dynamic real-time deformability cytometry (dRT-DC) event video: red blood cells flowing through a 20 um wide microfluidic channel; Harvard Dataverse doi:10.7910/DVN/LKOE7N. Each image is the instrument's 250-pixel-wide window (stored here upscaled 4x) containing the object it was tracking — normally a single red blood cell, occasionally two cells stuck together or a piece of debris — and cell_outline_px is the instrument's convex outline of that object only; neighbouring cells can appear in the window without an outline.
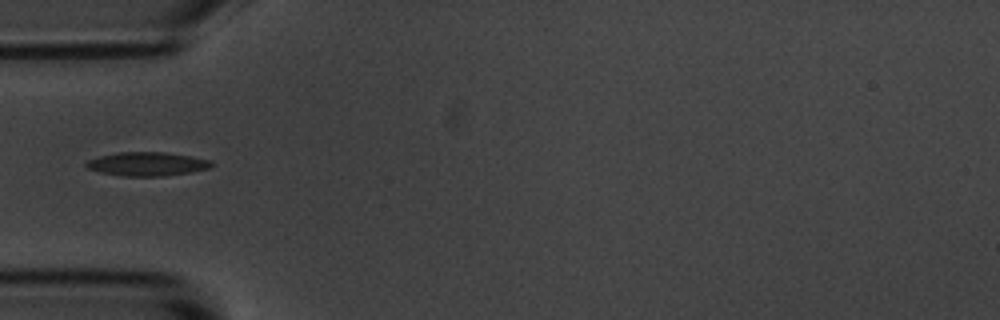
{"species": "common noctule bat (a hibernating species)", "species_latin": "Nyctalus noctula", "temperature_condition": "room temperature", "stored_images_in_passage": 4, "camera_frame_rate_fps": 3000, "um_per_image_px": 0.085, "animal": {"sex": "male", "body_mass_g": 20.1, "forearm_length_mm": 53.5}, "frame": {"image": 1, "passage_image": 4, "time_ms": 3.667, "image_size_px": [1000, 320], "cell_outline_px": [[216, 164], [212, 168], [192, 172], [164, 176], [124, 176], [100, 172], [88, 168], [84, 164], [88, 160], [100, 156], [120, 152], [164, 152], [192, 156], [212, 160]], "centroid_in_image_um": [12.59, 13.94], "position_along_channel_um": 72.4, "area_um2": 17.51}}